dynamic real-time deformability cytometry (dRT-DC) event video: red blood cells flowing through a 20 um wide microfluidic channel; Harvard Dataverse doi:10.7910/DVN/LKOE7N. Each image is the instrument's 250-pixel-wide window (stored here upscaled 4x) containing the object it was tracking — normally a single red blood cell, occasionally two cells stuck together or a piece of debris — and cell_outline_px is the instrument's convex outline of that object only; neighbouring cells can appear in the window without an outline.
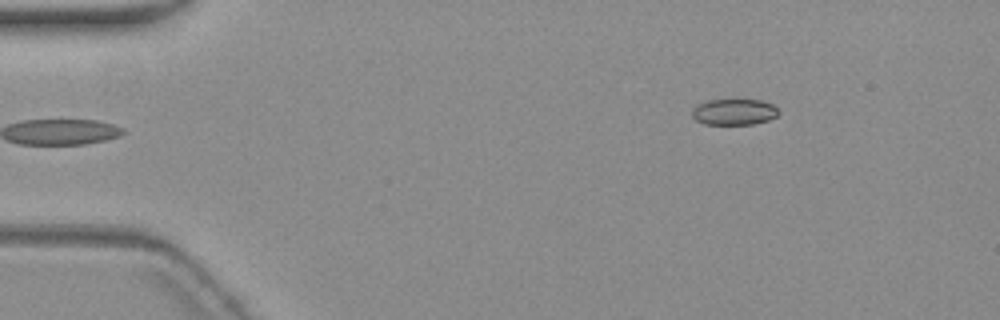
{"species": "common noctule bat (a hibernating species)", "species_latin": "Nyctalus noctula", "temperature_condition": "warm", "stored_images_in_passage": 5, "camera_frame_rate_fps": 3000, "um_per_image_px": 0.085, "animal": {"sex": "female", "body_mass_g": 19.3, "forearm_length_mm": 54.1}, "frame": {"image": 1, "passage_image": 5, "time_ms": 4.667, "image_size_px": [1000, 320], "cell_outline_px": [[780, 112], [776, 116], [768, 120], [752, 124], [704, 124], [696, 120], [692, 116], [692, 108], [696, 104], [708, 100], [760, 100], [772, 104]], "centroid_in_image_um": [62.36, 9.51], "position_along_channel_um": 22.6, "area_um2": 13.12}}